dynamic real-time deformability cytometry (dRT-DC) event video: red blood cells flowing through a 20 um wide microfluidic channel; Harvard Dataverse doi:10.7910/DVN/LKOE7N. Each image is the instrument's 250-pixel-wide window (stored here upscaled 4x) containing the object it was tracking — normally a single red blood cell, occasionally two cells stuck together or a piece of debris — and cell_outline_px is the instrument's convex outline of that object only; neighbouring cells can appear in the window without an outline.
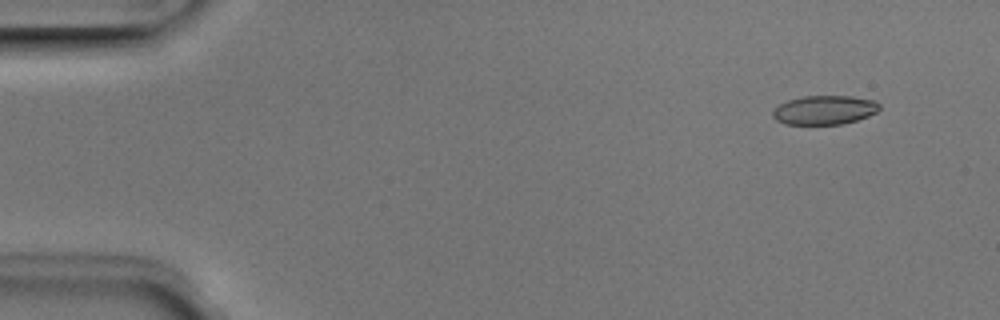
{"species": "Egyptian fruit bat (a non-hibernating species)", "species_latin": "Rousettus aegyptiacus", "temperature_condition": "room temperature", "stored_images_in_passage": 4, "camera_frame_rate_fps": 3000, "um_per_image_px": 0.085, "animal": {"sex": "male"}, "frame": {"image": 1, "passage_image": 1, "time_ms": 0.0, "image_size_px": [1000, 320], "cell_outline_px": [[880, 108], [876, 112], [868, 116], [844, 124], [784, 124], [776, 120], [772, 116], [772, 112], [780, 104], [788, 100], [804, 96], [852, 96], [876, 100], [880, 104]], "centroid_in_image_um": [70.1, 9.35], "position_along_channel_um": 14.9, "area_um2": 18.09}}
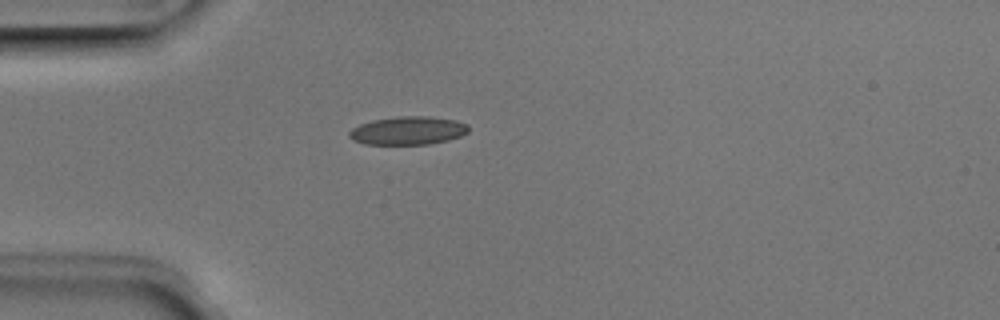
{"frame": {"image": 2, "passage_image": 4, "time_ms": 1.0, "image_size_px": [1000, 320], "cell_outline_px": [[468, 132], [460, 136], [448, 140], [428, 144], [364, 144], [352, 140], [348, 136], [348, 132], [352, 128], [360, 124], [372, 120], [400, 116], [428, 116], [456, 120], [468, 124]], "centroid_in_image_um": [34.66, 11.1], "position_along_channel_um": 50.3, "area_um2": 19.71}}